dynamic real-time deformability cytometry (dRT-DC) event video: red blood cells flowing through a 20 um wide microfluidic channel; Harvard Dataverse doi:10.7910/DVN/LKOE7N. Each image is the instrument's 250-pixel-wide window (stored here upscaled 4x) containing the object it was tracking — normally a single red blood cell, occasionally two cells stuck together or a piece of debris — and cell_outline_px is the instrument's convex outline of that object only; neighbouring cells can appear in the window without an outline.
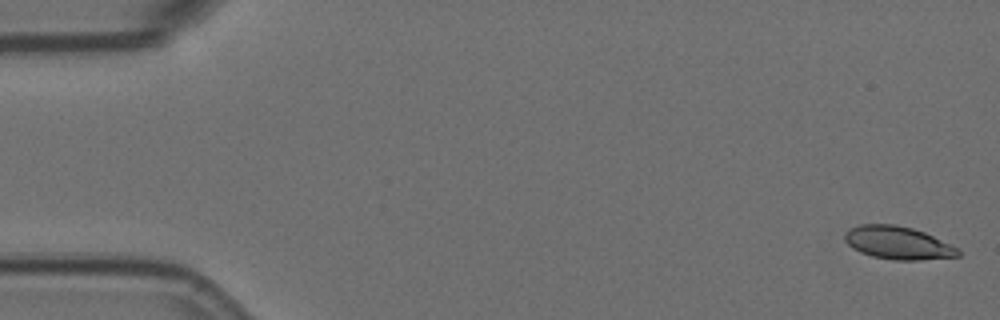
{"species": "Egyptian fruit bat (a non-hibernating species)", "species_latin": "Rousettus aegyptiacus", "temperature_condition": "room temperature", "stored_images_in_passage": 57, "camera_frame_rate_fps": 3000, "um_per_image_px": 0.085, "animal": {"sex": "female"}, "frame": {"image": 1, "passage_image": 2, "time_ms": 0.333, "image_size_px": [1000, 320], "cell_outline_px": [[960, 256], [920, 260], [892, 260], [872, 256], [860, 252], [852, 248], [844, 240], [844, 232], [860, 224], [896, 224], [912, 228], [924, 232], [956, 248], [960, 252]], "centroid_in_image_um": [76.27, 20.64], "position_along_channel_um": 8.7, "area_um2": 21.62}}
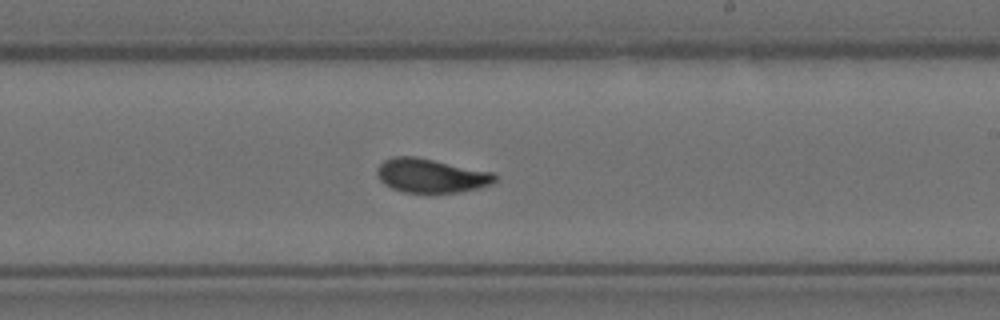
{"frame": {"image": 2, "passage_image": 34, "time_ms": 11.0, "image_size_px": [1000, 320], "cell_outline_px": [[496, 180], [492, 184], [480, 188], [460, 192], [404, 192], [392, 188], [384, 184], [380, 180], [376, 172], [376, 168], [384, 160], [396, 156], [416, 156], [492, 172], [496, 176]], "centroid_in_image_um": [36.63, 14.92], "position_along_channel_um": 252.4, "area_um2": 23.29}}
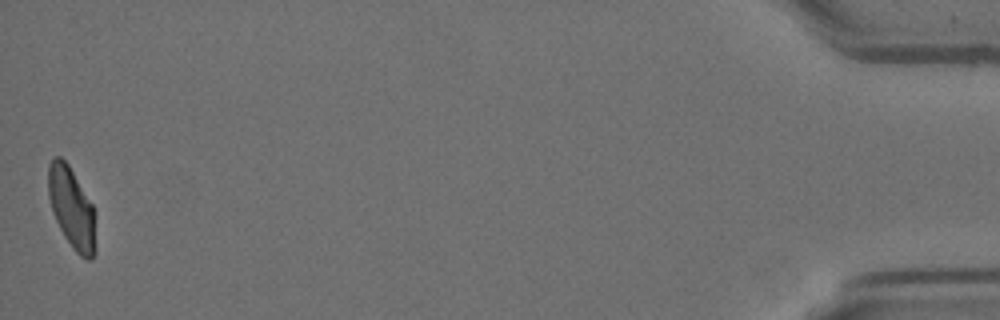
{"frame": {"image": 3, "passage_image": 57, "time_ms": 18.667, "image_size_px": [1000, 320], "cell_outline_px": [[96, 252], [92, 260], [88, 260], [80, 256], [72, 248], [64, 236], [52, 212], [48, 196], [48, 164], [56, 156], [60, 156], [68, 164], [92, 204], [96, 248]], "centroid_in_image_um": [6.08, 17.71], "position_along_channel_um": 429.1, "area_um2": 22.25}, "authors_computed_cell_mechanics": {"area_um2": 23.0622, "velocity_mm_per_s": 3.5763, "shape_relaxation_time_tau1_ms": 4.575, "shape_relaxation_time_tau2_ms": 1.3934, "deformation_change_tau1": 0.1523, "deformation_change_tau2": 0.0682}}